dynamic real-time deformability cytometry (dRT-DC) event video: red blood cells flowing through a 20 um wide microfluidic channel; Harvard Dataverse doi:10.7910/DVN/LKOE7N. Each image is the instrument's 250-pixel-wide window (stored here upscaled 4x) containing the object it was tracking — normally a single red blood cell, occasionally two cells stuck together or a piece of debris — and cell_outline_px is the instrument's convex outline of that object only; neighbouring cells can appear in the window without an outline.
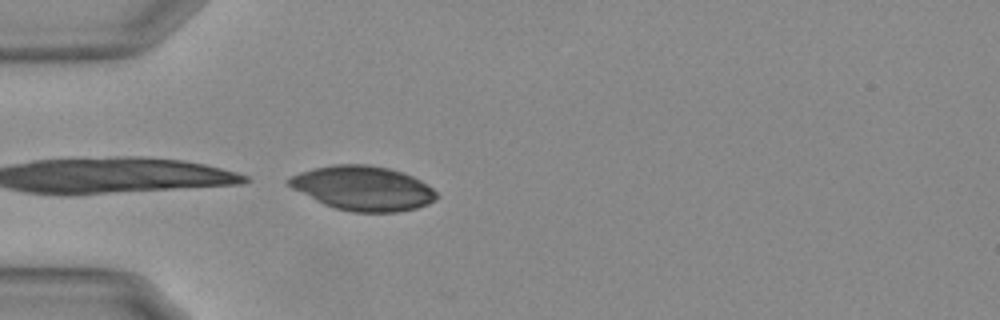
{"species": "Egyptian fruit bat (a non-hibernating species)", "species_latin": "Rousettus aegyptiacus", "temperature_condition": "warm", "stored_images_in_passage": 17, "camera_frame_rate_fps": 3000, "um_per_image_px": 0.085, "animal": {"sex": "female"}, "frame": {"image": 1, "passage_image": 17, "time_ms": 5.333, "image_size_px": [1000, 320], "cell_outline_px": [[440, 196], [436, 200], [428, 204], [416, 208], [396, 212], [352, 212], [336, 208], [324, 204], [292, 188], [288, 184], [288, 180], [292, 176], [300, 172], [316, 168], [336, 164], [368, 164], [388, 168], [412, 176], [428, 184]], "centroid_in_image_um": [30.9, 16.0], "position_along_channel_um": 54.1, "area_um2": 37.97}}